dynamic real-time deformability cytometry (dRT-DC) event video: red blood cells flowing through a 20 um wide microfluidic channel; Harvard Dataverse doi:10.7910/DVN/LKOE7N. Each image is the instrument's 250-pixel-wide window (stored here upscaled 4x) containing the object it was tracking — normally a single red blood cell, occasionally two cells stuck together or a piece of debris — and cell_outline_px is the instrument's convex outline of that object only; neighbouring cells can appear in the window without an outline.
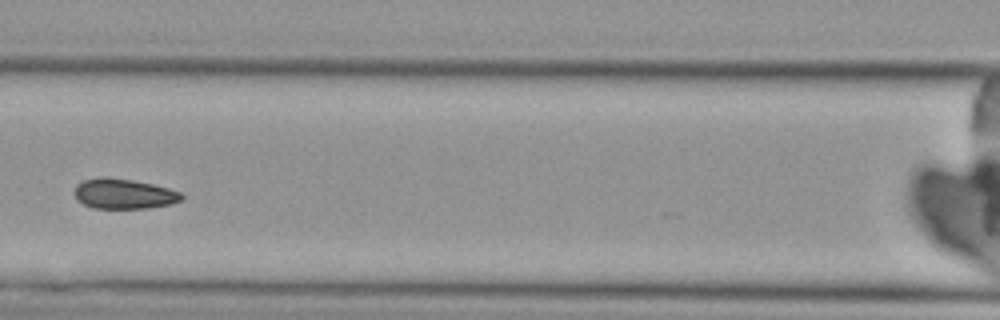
{"species": "Egyptian fruit bat (a non-hibernating species)", "species_latin": "Rousettus aegyptiacus", "temperature_condition": "cold", "stored_images_in_passage": 5, "camera_frame_rate_fps": 3000, "um_per_image_px": 0.085, "animal": {"sex": "female"}, "frame": {"image": 1, "passage_image": 5, "time_ms": 4.667, "image_size_px": [1000, 320], "cell_outline_px": [[184, 196], [180, 200], [172, 204], [148, 208], [92, 208], [76, 200], [72, 192], [76, 184], [84, 180], [100, 176], [108, 176], [132, 180], [152, 184], [168, 188], [180, 192]], "centroid_in_image_um": [10.46, 16.46], "position_along_channel_um": 156.1, "area_um2": 19.07}}